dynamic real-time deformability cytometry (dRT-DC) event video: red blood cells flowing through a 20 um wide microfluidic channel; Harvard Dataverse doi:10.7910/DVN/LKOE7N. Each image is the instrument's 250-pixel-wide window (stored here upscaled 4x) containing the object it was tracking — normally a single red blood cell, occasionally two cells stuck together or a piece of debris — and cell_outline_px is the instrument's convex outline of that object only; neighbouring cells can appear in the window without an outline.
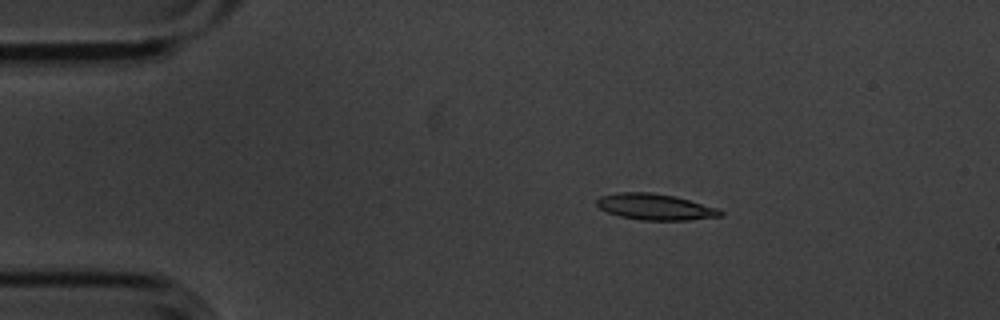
{"species": "common noctule bat (a hibernating species)", "species_latin": "Nyctalus noctula", "temperature_condition": "cold", "stored_images_in_passage": 4, "camera_frame_rate_fps": 3000, "um_per_image_px": 0.085, "animal": {"sex": "male", "body_mass_g": 20.1, "forearm_length_mm": 53.5}, "frame": {"image": 1, "passage_image": 3, "time_ms": 0.667, "image_size_px": [1000, 320], "cell_outline_px": [[724, 216], [688, 220], [640, 220], [620, 216], [608, 212], [600, 208], [596, 204], [596, 200], [600, 196], [616, 192], [652, 192], [676, 196], [716, 208], [724, 212]], "centroid_in_image_um": [55.68, 17.58], "position_along_channel_um": 29.3, "area_um2": 18.9}}